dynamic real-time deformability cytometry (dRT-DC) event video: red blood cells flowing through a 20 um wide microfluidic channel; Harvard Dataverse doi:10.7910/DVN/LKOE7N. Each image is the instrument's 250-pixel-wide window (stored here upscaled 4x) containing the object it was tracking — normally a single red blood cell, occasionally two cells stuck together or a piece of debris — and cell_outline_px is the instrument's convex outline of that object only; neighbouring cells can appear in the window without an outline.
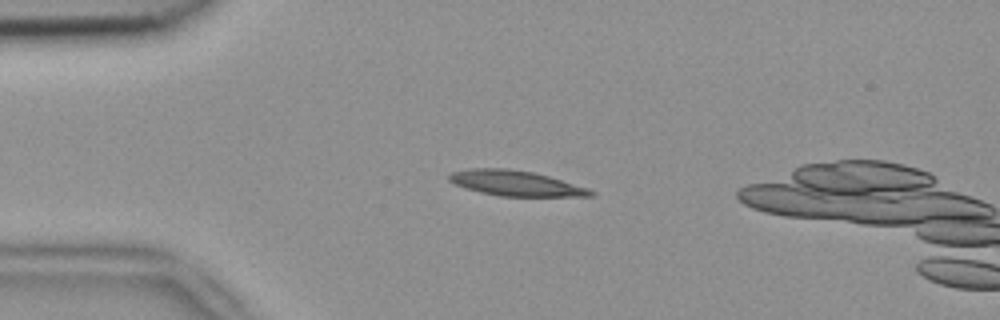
{"species": "common noctule bat (a hibernating species)", "species_latin": "Nyctalus noctula", "temperature_condition": "room temperature", "stored_images_in_passage": 3, "camera_frame_rate_fps": 3000, "um_per_image_px": 0.085, "animal": {"sex": "female", "body_mass_g": 18.4}, "frame": {"image": 1, "passage_image": 2, "time_ms": 0.333, "image_size_px": [1000, 320], "cell_outline_px": [[596, 196], [500, 196], [480, 192], [456, 184], [448, 180], [448, 176], [452, 172], [468, 168], [508, 168], [532, 172], [548, 176], [588, 188], [596, 192]], "centroid_in_image_um": [43.84, 15.57], "position_along_channel_um": 41.2, "area_um2": 20.69}}